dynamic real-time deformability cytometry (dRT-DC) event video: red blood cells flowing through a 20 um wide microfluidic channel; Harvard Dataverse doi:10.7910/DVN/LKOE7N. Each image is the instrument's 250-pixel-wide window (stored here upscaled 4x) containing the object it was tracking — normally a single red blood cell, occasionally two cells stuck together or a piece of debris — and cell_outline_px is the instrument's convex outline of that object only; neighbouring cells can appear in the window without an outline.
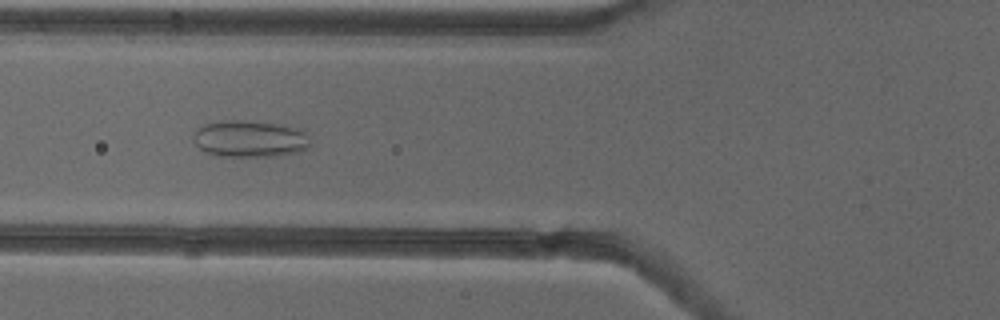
{"species": "common noctule bat (a hibernating species)", "species_latin": "Nyctalus noctula", "temperature_condition": "cold", "stored_images_in_passage": 54, "camera_frame_rate_fps": 3000, "um_per_image_px": 0.085, "animal": {"sex": "female"}, "frame": {"image": 1, "passage_image": 21, "time_ms": 6.667, "image_size_px": [1000, 320], "cell_outline_px": [[312, 144], [308, 148], [300, 152], [276, 156], [220, 156], [204, 152], [192, 140], [192, 132], [204, 124], [224, 120], [240, 120], [284, 124], [300, 128], [304, 132]], "centroid_in_image_um": [21.24, 11.79], "position_along_channel_um": 104.6, "area_um2": 25.49}}
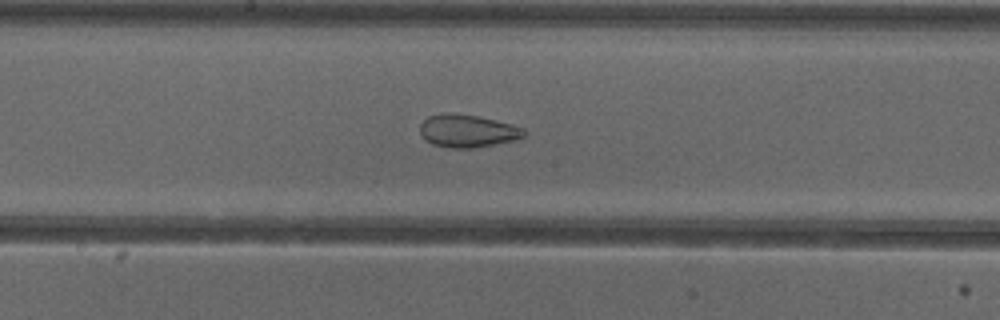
{"frame": {"image": 2, "passage_image": 29, "time_ms": 9.333, "image_size_px": [1000, 320], "cell_outline_px": [[528, 136], [520, 140], [472, 148], [452, 148], [432, 144], [420, 132], [420, 124], [428, 116], [444, 112], [456, 112], [480, 116], [512, 124], [524, 128], [528, 132]], "centroid_in_image_um": [39.83, 11.11], "position_along_channel_um": 208.4, "area_um2": 20.35}}
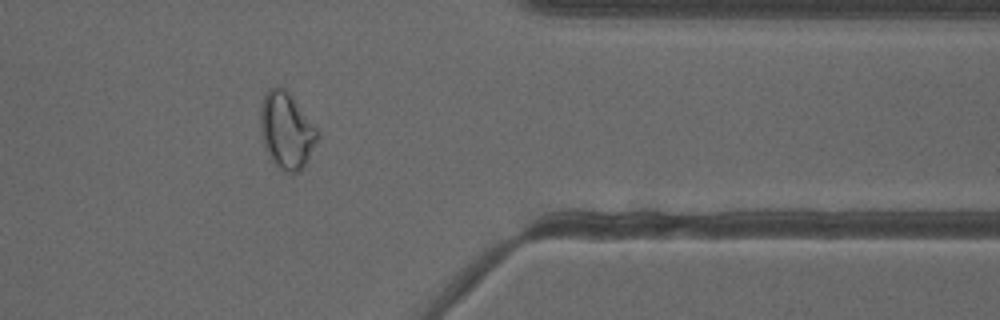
{"frame": {"image": 3, "passage_image": 44, "time_ms": 14.333, "image_size_px": [1000, 320], "cell_outline_px": [[320, 136], [300, 172], [284, 172], [272, 160], [264, 144], [260, 128], [260, 108], [264, 96], [268, 88], [276, 84], [284, 88], [292, 96], [316, 128]], "centroid_in_image_um": [24.34, 11.06], "position_along_channel_um": 387.1, "area_um2": 25.14}, "authors_computed_cell_mechanics": {"area_um2": 26.7325, "velocity_mm_per_s": 3.8663, "shape_relaxation_time_tau1_ms": null, "shape_relaxation_time_tau2_ms": 1.7657, "deformation_change_tau1": null, "deformation_change_tau2": 0.0903}}